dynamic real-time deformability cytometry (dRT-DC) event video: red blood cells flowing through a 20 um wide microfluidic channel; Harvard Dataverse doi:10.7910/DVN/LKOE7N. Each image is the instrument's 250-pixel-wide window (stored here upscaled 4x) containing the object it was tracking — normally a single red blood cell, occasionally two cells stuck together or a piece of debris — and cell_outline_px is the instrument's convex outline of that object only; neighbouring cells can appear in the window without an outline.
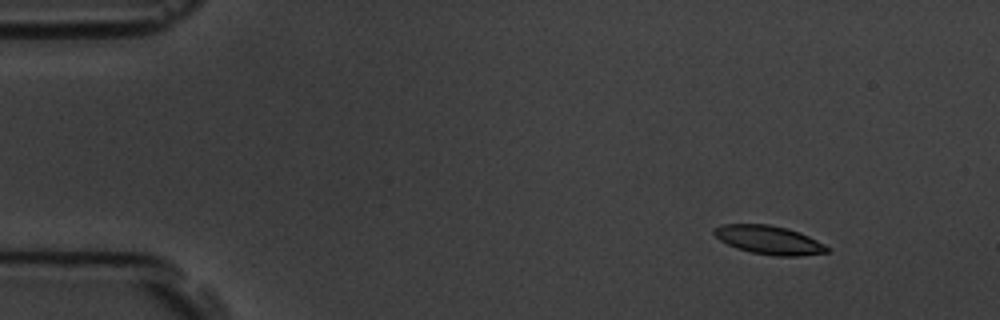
{"species": "common noctule bat (a hibernating species)", "species_latin": "Nyctalus noctula", "temperature_condition": "room temperature", "stored_images_in_passage": 5, "camera_frame_rate_fps": 3000, "um_per_image_px": 0.085, "animal": {"sex": "male", "body_mass_g": 19.5, "forearm_length_mm": 54.6}, "frame": {"image": 1, "passage_image": 1, "time_ms": 0.0, "image_size_px": [1000, 320], "cell_outline_px": [[828, 252], [800, 256], [776, 256], [752, 252], [736, 248], [720, 240], [712, 232], [712, 228], [724, 224], [768, 224], [788, 228], [800, 232], [824, 244], [828, 248]], "centroid_in_image_um": [65.34, 20.39], "position_along_channel_um": 19.7, "area_um2": 18.79}}
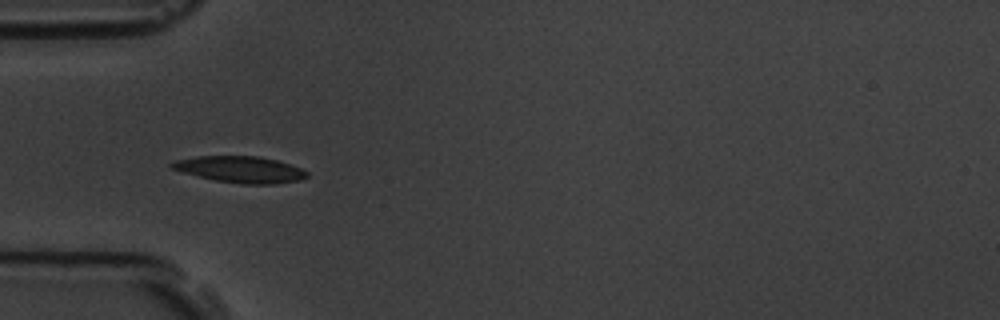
{"frame": {"image": 2, "passage_image": 4, "time_ms": 3.667, "image_size_px": [1000, 320], "cell_outline_px": [[308, 176], [300, 180], [276, 184], [240, 184], [216, 180], [184, 172], [172, 168], [168, 164], [176, 160], [196, 156], [260, 156], [276, 160], [300, 168], [308, 172]], "centroid_in_image_um": [20.45, 14.4], "position_along_channel_um": 64.6, "area_um2": 20.63}}
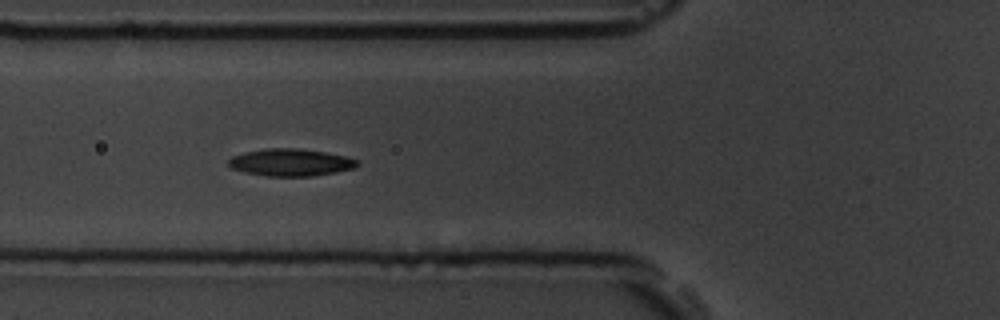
{"frame": {"image": 3, "passage_image": 5, "time_ms": 4.667, "image_size_px": [1000, 320], "cell_outline_px": [[360, 164], [356, 168], [336, 172], [312, 176], [264, 176], [244, 172], [232, 168], [228, 164], [228, 160], [232, 156], [244, 152], [268, 148], [300, 148], [348, 156], [356, 160]], "centroid_in_image_um": [24.72, 13.8], "position_along_channel_um": 101.1, "area_um2": 20.58}}